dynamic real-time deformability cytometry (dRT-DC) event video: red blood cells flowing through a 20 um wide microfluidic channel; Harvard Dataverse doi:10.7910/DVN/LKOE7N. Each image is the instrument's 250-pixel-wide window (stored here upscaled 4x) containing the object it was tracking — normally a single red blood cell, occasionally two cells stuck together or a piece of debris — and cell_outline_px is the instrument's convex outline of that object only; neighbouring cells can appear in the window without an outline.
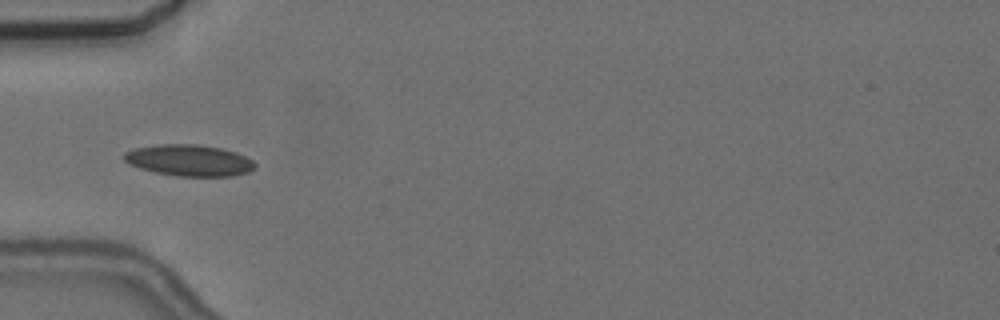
{"species": "common noctule bat (a hibernating species)", "species_latin": "Nyctalus noctula", "temperature_condition": "cold", "stored_images_in_passage": 6, "camera_frame_rate_fps": 3000, "um_per_image_px": 0.085, "animal": {"sex": "female", "body_mass_g": 24.6, "forearm_length_mm": 56.2}, "frame": {"image": 1, "passage_image": 4, "time_ms": 4.667, "image_size_px": [1000, 320], "cell_outline_px": [[256, 168], [248, 172], [232, 176], [176, 176], [156, 172], [140, 168], [128, 164], [124, 160], [124, 152], [136, 148], [156, 144], [196, 144], [220, 148], [236, 152], [252, 160], [256, 164]], "centroid_in_image_um": [16.08, 13.63], "position_along_channel_um": 68.9, "area_um2": 23.93}}
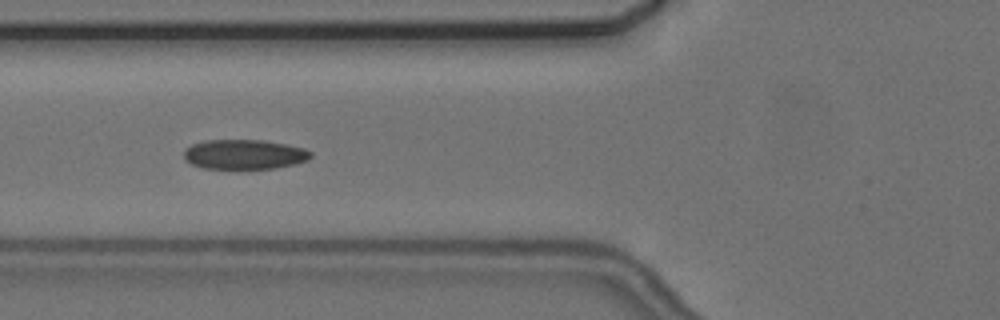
{"frame": {"image": 2, "passage_image": 5, "time_ms": 5.667, "image_size_px": [1000, 320], "cell_outline_px": [[312, 156], [308, 160], [276, 168], [204, 168], [192, 164], [184, 160], [184, 152], [192, 144], [204, 140], [264, 140], [304, 148], [312, 152]], "centroid_in_image_um": [20.77, 13.11], "position_along_channel_um": 105.0, "area_um2": 21.79}}
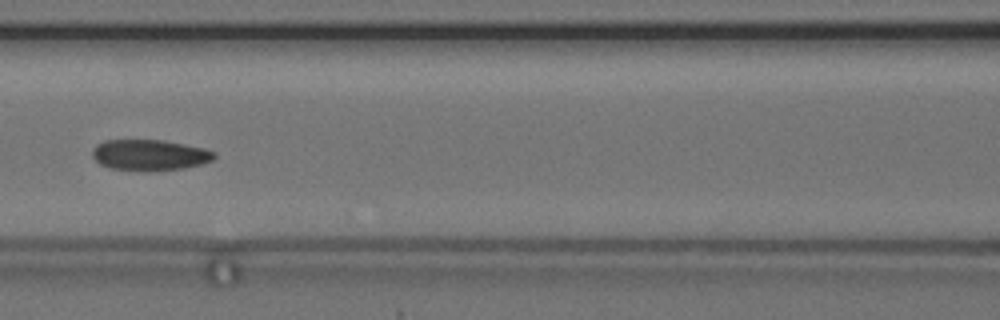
{"frame": {"image": 3, "passage_image": 6, "time_ms": 7.0, "image_size_px": [1000, 320], "cell_outline_px": [[216, 156], [212, 160], [200, 164], [184, 168], [144, 172], [108, 168], [100, 164], [92, 156], [92, 148], [96, 144], [104, 140], [164, 140], [204, 148], [216, 152]], "centroid_in_image_um": [12.69, 13.18], "position_along_channel_um": 153.9, "area_um2": 22.25}}